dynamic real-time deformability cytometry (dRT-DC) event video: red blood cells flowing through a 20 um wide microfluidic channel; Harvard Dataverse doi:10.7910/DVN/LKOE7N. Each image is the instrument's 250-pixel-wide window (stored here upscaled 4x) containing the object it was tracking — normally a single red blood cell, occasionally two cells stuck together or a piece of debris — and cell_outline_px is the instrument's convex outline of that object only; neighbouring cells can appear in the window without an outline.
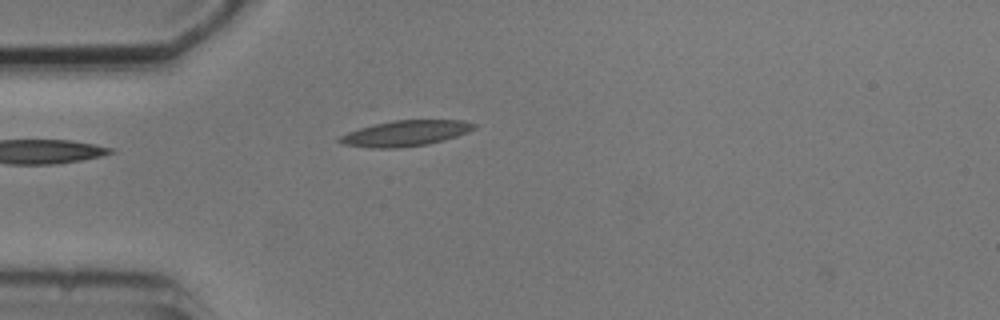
{"species": "common noctule bat (a hibernating species)", "species_latin": "Nyctalus noctula", "temperature_condition": "cold", "stored_images_in_passage": 2, "camera_frame_rate_fps": 3000, "um_per_image_px": 0.085, "animal": {"sex": "male", "body_mass_g": 20.5, "forearm_length_mm": 52.5}, "frame": {"image": 1, "passage_image": 2, "time_ms": 1.0, "image_size_px": [1000, 320], "cell_outline_px": [[476, 128], [468, 132], [444, 140], [428, 144], [400, 148], [372, 148], [344, 144], [336, 140], [340, 136], [348, 132], [372, 124], [392, 120], [464, 120], [476, 124]], "centroid_in_image_um": [34.47, 11.32], "position_along_channel_um": 50.5, "area_um2": 20.17}}